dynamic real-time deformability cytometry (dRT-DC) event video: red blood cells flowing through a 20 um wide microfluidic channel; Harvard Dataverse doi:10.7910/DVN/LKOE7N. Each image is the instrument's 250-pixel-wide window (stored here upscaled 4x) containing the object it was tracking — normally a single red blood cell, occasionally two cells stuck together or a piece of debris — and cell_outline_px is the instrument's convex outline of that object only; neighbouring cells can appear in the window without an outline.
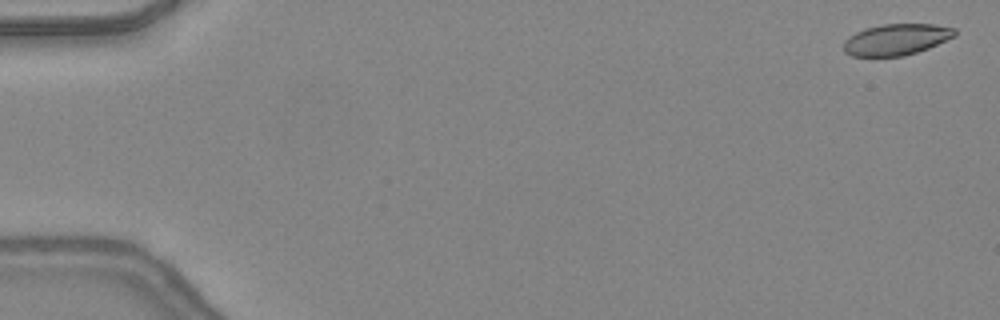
{"species": "common noctule bat (a hibernating species)", "species_latin": "Nyctalus noctula", "temperature_condition": "warm", "stored_images_in_passage": 10, "camera_frame_rate_fps": 3000, "um_per_image_px": 0.085, "animal": {"sex": "female", "body_mass_g": 24.6, "forearm_length_mm": 56.2}, "frame": {"image": 1, "passage_image": 2, "time_ms": 0.333, "image_size_px": [1000, 320], "cell_outline_px": [[956, 36], [928, 48], [904, 56], [852, 56], [844, 52], [844, 40], [856, 32], [880, 24], [932, 24], [956, 28]], "centroid_in_image_um": [76.2, 3.35], "position_along_channel_um": 8.8, "area_um2": 20.17}}